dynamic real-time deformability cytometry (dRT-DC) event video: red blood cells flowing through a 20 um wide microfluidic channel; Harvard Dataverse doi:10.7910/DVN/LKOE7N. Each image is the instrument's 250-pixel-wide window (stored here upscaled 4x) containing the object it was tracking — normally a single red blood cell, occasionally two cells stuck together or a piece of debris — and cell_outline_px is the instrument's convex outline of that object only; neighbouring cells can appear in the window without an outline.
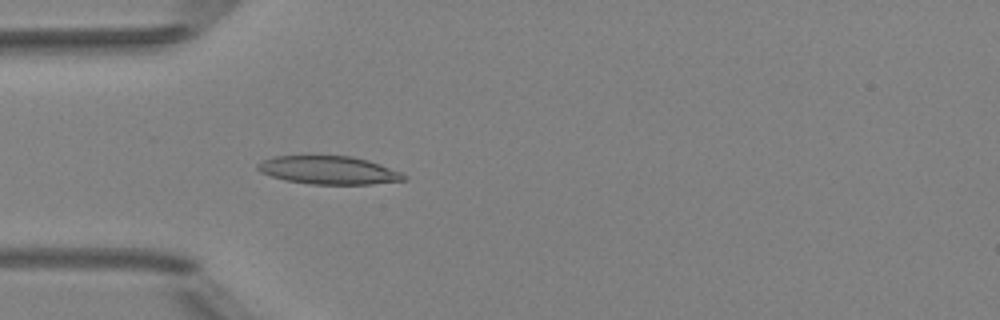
{"species": "Egyptian fruit bat (a non-hibernating species)", "species_latin": "Rousettus aegyptiacus", "temperature_condition": "room temperature", "stored_images_in_passage": 4, "camera_frame_rate_fps": 3000, "um_per_image_px": 0.085, "animal": {"sex": "female"}, "frame": {"image": 1, "passage_image": 4, "time_ms": 4.333, "image_size_px": [1000, 320], "cell_outline_px": [[408, 180], [372, 184], [308, 184], [284, 180], [260, 172], [256, 168], [256, 164], [272, 156], [352, 156], [368, 160], [380, 164], [400, 172], [408, 176]], "centroid_in_image_um": [27.95, 14.47], "position_along_channel_um": 57.1, "area_um2": 24.1}}